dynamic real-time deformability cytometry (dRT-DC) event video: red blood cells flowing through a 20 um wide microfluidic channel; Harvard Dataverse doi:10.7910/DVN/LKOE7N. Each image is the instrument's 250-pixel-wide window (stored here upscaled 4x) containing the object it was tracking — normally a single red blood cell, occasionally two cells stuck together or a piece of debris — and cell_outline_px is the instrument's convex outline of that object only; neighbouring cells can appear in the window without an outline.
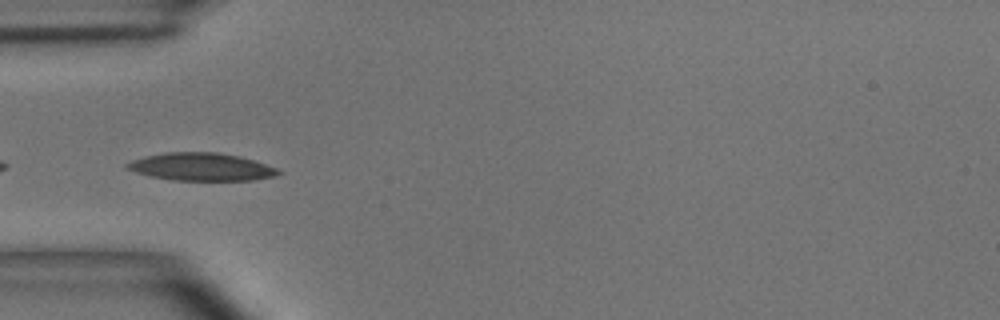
{"species": "common noctule bat (a hibernating species)", "species_latin": "Nyctalus noctula", "temperature_condition": "room temperature", "stored_images_in_passage": 7, "camera_frame_rate_fps": 3000, "um_per_image_px": 0.085, "animal": {"sex": "male", "body_mass_g": 15.6}, "frame": {"image": 1, "passage_image": 1, "time_ms": 0.0, "image_size_px": [1000, 320], "cell_outline_px": [[284, 172], [276, 176], [256, 180], [172, 180], [152, 176], [136, 172], [124, 168], [124, 164], [132, 160], [144, 156], [164, 152], [216, 152], [240, 156], [276, 168]], "centroid_in_image_um": [17.1, 14.18], "position_along_channel_um": 67.9, "area_um2": 24.51}}
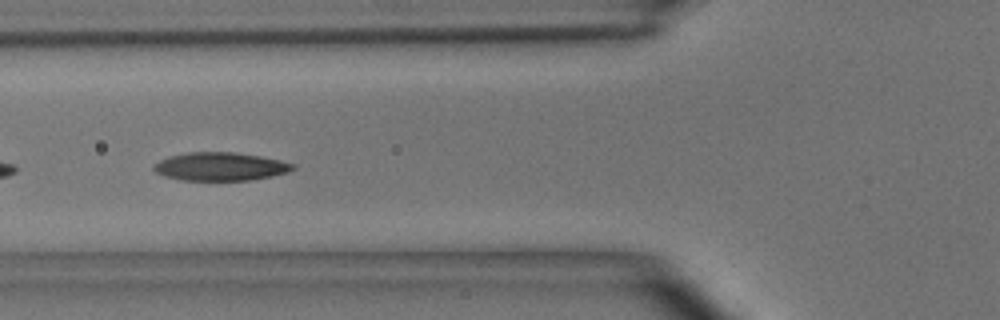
{"frame": {"image": 2, "passage_image": 4, "time_ms": 1.0, "image_size_px": [1000, 320], "cell_outline_px": [[296, 168], [288, 172], [272, 176], [252, 180], [180, 180], [164, 176], [156, 172], [152, 168], [152, 164], [168, 156], [188, 152], [236, 152], [260, 156], [280, 160], [296, 164]], "centroid_in_image_um": [18.72, 14.15], "position_along_channel_um": 107.1, "area_um2": 23.12}}